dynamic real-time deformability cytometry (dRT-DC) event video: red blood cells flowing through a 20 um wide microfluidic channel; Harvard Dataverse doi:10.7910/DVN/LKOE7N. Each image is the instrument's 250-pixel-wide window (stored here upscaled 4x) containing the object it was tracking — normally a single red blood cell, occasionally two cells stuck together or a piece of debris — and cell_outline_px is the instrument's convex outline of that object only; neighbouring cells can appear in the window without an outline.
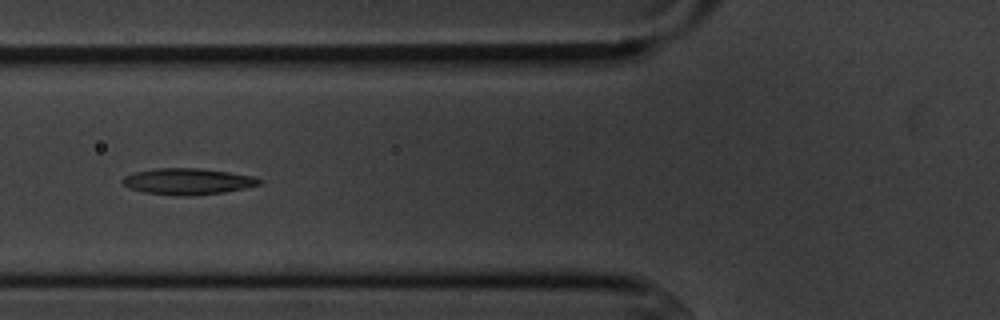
{"species": "common noctule bat (a hibernating species)", "species_latin": "Nyctalus noctula", "temperature_condition": "cold", "stored_images_in_passage": 8, "camera_frame_rate_fps": 3000, "um_per_image_px": 0.085, "animal": {"sex": "male", "body_mass_g": 20.1, "forearm_length_mm": 53.5}, "frame": {"image": 1, "passage_image": 6, "time_ms": 5.667, "image_size_px": [1000, 320], "cell_outline_px": [[264, 180], [260, 184], [244, 188], [224, 192], [184, 196], [176, 196], [144, 192], [128, 188], [120, 180], [124, 176], [136, 172], [156, 168], [200, 168], [228, 172], [252, 176]], "centroid_in_image_um": [15.93, 15.42], "position_along_channel_um": 109.9, "area_um2": 20.87}}
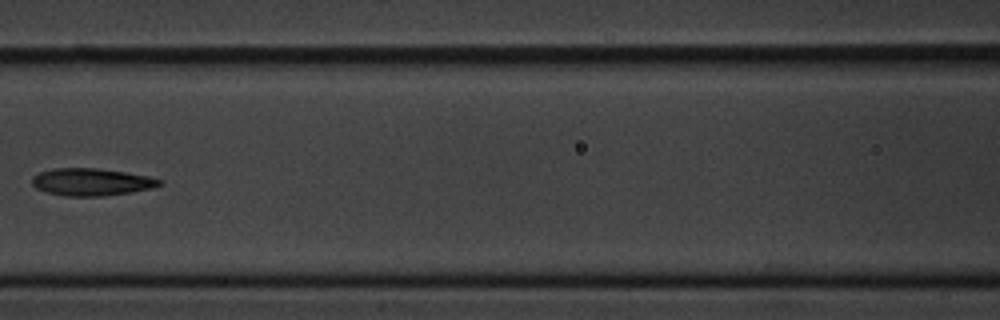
{"frame": {"image": 2, "passage_image": 7, "time_ms": 7.0, "image_size_px": [1000, 320], "cell_outline_px": [[164, 184], [152, 188], [132, 192], [100, 196], [64, 196], [48, 192], [36, 188], [32, 184], [32, 176], [40, 172], [52, 168], [96, 168], [124, 172], [148, 176], [164, 180]], "centroid_in_image_um": [7.79, 15.46], "position_along_channel_um": 158.8, "area_um2": 20.35}}
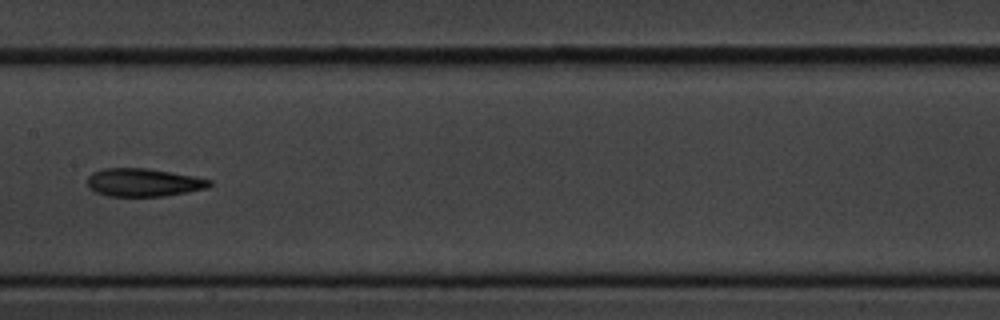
{"frame": {"image": 3, "passage_image": 8, "time_ms": 8.0, "image_size_px": [1000, 320], "cell_outline_px": [[212, 184], [208, 188], [188, 192], [164, 196], [108, 196], [96, 192], [88, 188], [88, 176], [92, 172], [104, 168], [148, 168], [196, 176], [212, 180]], "centroid_in_image_um": [12.22, 15.5], "position_along_channel_um": 195.2, "area_um2": 20.17}}